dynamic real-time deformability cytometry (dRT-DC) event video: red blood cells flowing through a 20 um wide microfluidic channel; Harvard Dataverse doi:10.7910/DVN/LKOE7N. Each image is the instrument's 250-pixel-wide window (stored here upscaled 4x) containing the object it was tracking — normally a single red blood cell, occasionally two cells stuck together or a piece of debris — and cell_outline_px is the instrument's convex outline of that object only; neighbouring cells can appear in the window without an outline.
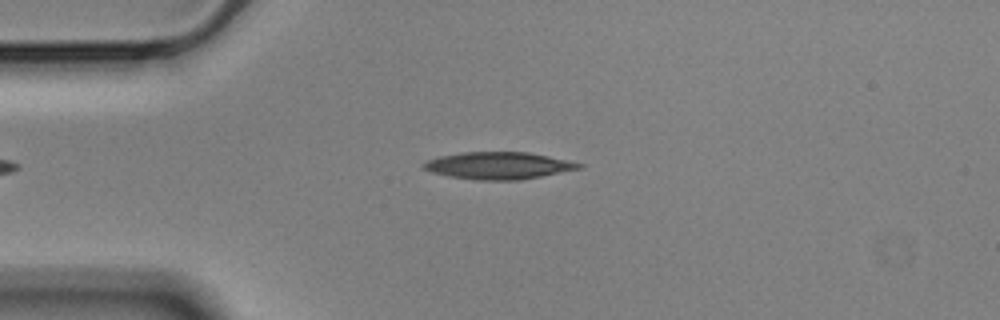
{"species": "Egyptian fruit bat (a non-hibernating species)", "species_latin": "Rousettus aegyptiacus", "temperature_condition": "cold", "stored_images_in_passage": 46, "camera_frame_rate_fps": 3000, "um_per_image_px": 0.085, "animal": {"sex": "male"}, "frame": {"image": 1, "passage_image": 8, "time_ms": 2.333, "image_size_px": [1000, 320], "cell_outline_px": [[584, 168], [520, 180], [476, 180], [448, 176], [432, 172], [424, 168], [420, 164], [424, 160], [440, 156], [460, 152], [528, 152], [548, 156], [584, 164]], "centroid_in_image_um": [42.35, 14.07], "position_along_channel_um": 42.7, "area_um2": 24.68}}
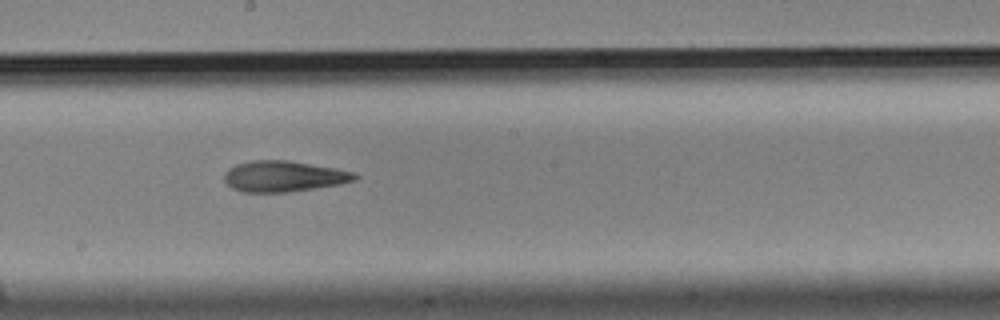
{"frame": {"image": 2, "passage_image": 25, "time_ms": 8.0, "image_size_px": [1000, 320], "cell_outline_px": [[360, 176], [356, 180], [340, 184], [284, 192], [244, 192], [232, 188], [224, 180], [224, 172], [228, 168], [236, 164], [252, 160], [288, 160], [336, 168], [356, 172]], "centroid_in_image_um": [24.12, 14.97], "position_along_channel_um": 224.1, "area_um2": 23.52}}
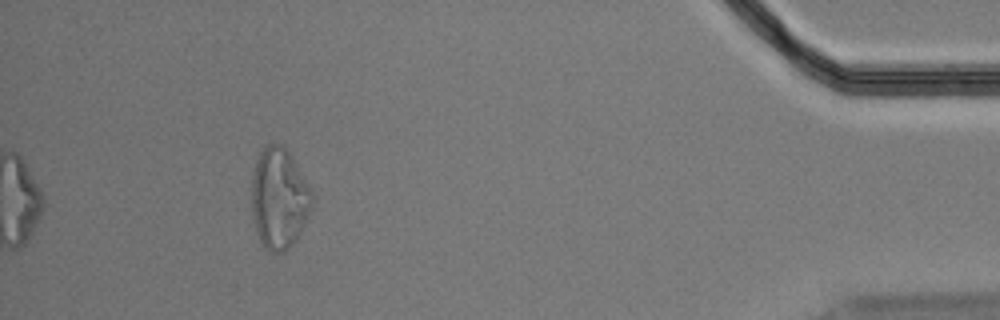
{"frame": {"image": 3, "passage_image": 46, "time_ms": 15.0, "image_size_px": [1000, 320], "cell_outline_px": [[316, 200], [300, 232], [292, 244], [284, 252], [272, 252], [260, 240], [256, 232], [252, 212], [252, 176], [256, 160], [260, 152], [268, 144], [280, 144], [292, 156], [316, 196]], "centroid_in_image_um": [23.76, 16.85], "position_along_channel_um": 411.4, "area_um2": 35.55}, "authors_computed_cell_mechanics": {"area_um2": 23.7847, "velocity_mm_per_s": 3.5358, "shape_relaxation_time_tau1_ms": 7.6843, "shape_relaxation_time_tau2_ms": 6.3527, "deformation_change_tau1": 0.172, "deformation_change_tau2": 0.1754}}